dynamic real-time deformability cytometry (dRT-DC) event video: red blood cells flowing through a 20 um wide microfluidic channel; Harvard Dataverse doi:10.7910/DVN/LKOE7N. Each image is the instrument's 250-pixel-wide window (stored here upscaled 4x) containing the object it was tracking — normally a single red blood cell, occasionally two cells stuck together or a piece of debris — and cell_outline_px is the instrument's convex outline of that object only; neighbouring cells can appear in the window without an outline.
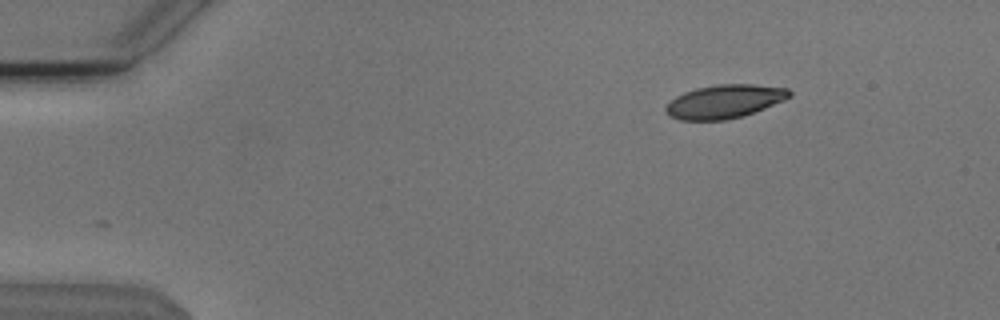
{"species": "Egyptian fruit bat (a non-hibernating species)", "species_latin": "Rousettus aegyptiacus", "temperature_condition": "cold", "stored_images_in_passage": 48, "camera_frame_rate_fps": 3000, "um_per_image_px": 0.085, "animal": {"sex": "male"}, "frame": {"image": 1, "passage_image": 2, "time_ms": 0.333, "image_size_px": [1000, 320], "cell_outline_px": [[792, 96], [784, 100], [744, 116], [724, 120], [680, 120], [668, 116], [664, 112], [664, 108], [676, 96], [684, 92], [696, 88], [720, 84], [752, 84], [788, 88], [792, 92]], "centroid_in_image_um": [61.58, 8.63], "position_along_channel_um": 23.4, "area_um2": 24.22}}
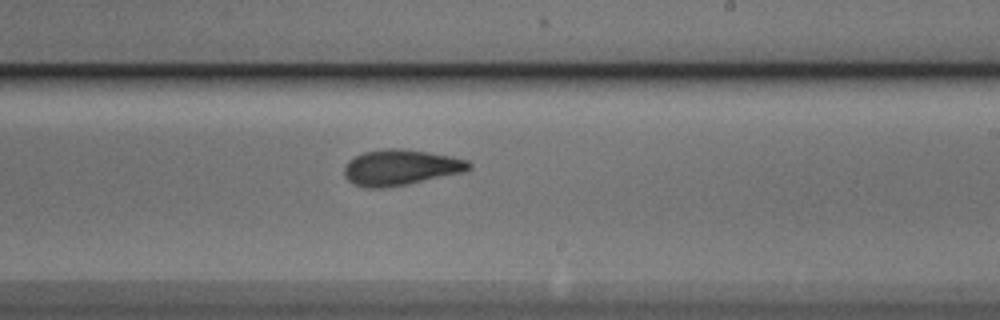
{"frame": {"image": 2, "passage_image": 27, "time_ms": 8.667, "image_size_px": [1000, 320], "cell_outline_px": [[472, 168], [464, 172], [408, 184], [384, 188], [364, 188], [352, 184], [344, 176], [344, 168], [348, 160], [364, 152], [388, 148], [400, 148], [428, 152], [452, 156], [468, 160], [472, 164]], "centroid_in_image_um": [34.05, 14.24], "position_along_channel_um": 254.9, "area_um2": 26.18}}
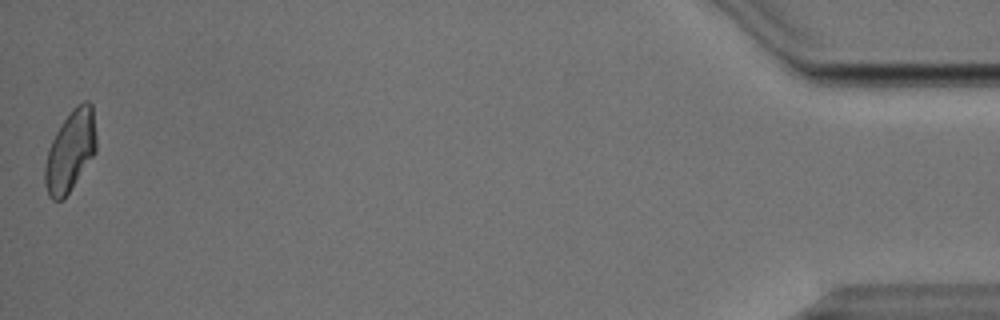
{"frame": {"image": 3, "passage_image": 48, "time_ms": 15.667, "image_size_px": [1000, 320], "cell_outline_px": [[96, 152], [68, 192], [60, 200], [52, 200], [48, 196], [44, 184], [44, 168], [48, 148], [56, 132], [72, 108], [76, 104], [84, 100], [88, 100], [92, 104], [96, 136]], "centroid_in_image_um": [5.97, 12.8], "position_along_channel_um": 429.2, "area_um2": 24.1}, "authors_computed_cell_mechanics": {"area_um2": 24.9407, "velocity_mm_per_s": 3.8083, "shape_relaxation_time_tau1_ms": 4.4592, "shape_relaxation_time_tau2_ms": 2.4577, "deformation_change_tau1": 0.1576, "deformation_change_tau2": 0.0754}}